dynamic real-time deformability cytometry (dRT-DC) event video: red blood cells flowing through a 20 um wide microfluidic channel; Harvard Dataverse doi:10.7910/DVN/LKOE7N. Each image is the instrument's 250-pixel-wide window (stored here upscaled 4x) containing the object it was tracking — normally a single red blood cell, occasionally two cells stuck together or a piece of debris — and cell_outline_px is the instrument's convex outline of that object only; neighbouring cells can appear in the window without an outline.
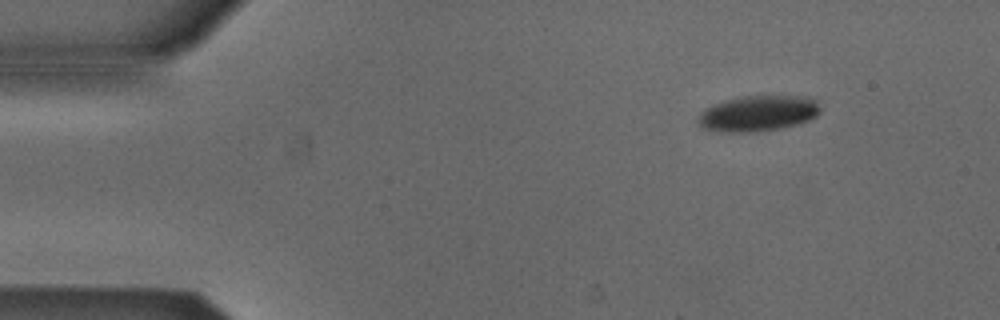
{"species": "Egyptian fruit bat (a non-hibernating species)", "species_latin": "Rousettus aegyptiacus", "temperature_condition": "cold", "stored_images_in_passage": 37, "camera_frame_rate_fps": 3000, "um_per_image_px": 0.085, "animal": {"sex": "male"}, "frame": {"image": 1, "passage_image": 1, "time_ms": 0.0, "image_size_px": [1000, 320], "cell_outline_px": [[820, 112], [816, 116], [800, 124], [780, 128], [756, 132], [720, 132], [700, 128], [696, 120], [704, 108], [712, 104], [724, 100], [740, 96], [812, 96], [816, 100], [820, 108]], "centroid_in_image_um": [64.41, 9.64], "position_along_channel_um": 20.6, "area_um2": 25.95}}
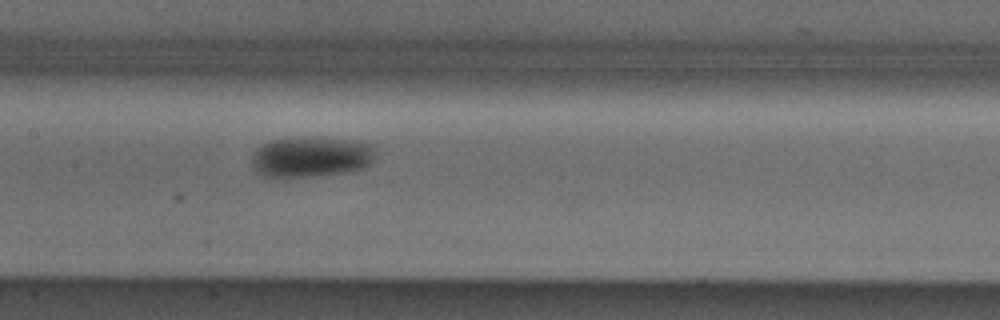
{"frame": {"image": 2, "passage_image": 20, "time_ms": 6.333, "image_size_px": [1000, 320], "cell_outline_px": [[376, 144], [372, 160], [364, 168], [348, 172], [284, 180], [276, 180], [264, 176], [256, 172], [252, 164], [252, 156], [256, 148], [272, 140], [292, 136], [312, 136], [352, 140]], "centroid_in_image_um": [26.39, 13.35], "position_along_channel_um": 181.0, "area_um2": 30.52}}
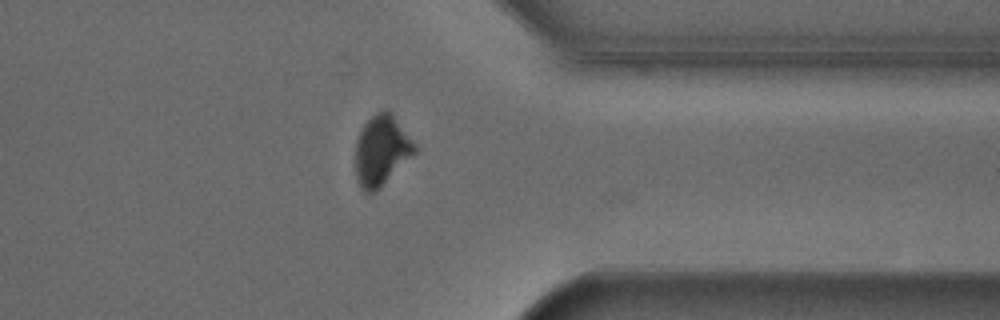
{"frame": {"image": 3, "passage_image": 36, "time_ms": 11.667, "image_size_px": [1000, 320], "cell_outline_px": [[416, 152], [372, 192], [364, 192], [356, 180], [356, 140], [364, 124], [376, 112], [384, 108], [392, 116], [416, 144]], "centroid_in_image_um": [32.39, 12.76], "position_along_channel_um": 379.0, "area_um2": 23.29}, "authors_computed_cell_mechanics": {"area_um2": 28.1486, "velocity_mm_per_s": 3.8689, "shape_relaxation_time_tau1_ms": 2.9361, "shape_relaxation_time_tau2_ms": null, "deformation_change_tau1": 0.1081, "deformation_change_tau2": null}}